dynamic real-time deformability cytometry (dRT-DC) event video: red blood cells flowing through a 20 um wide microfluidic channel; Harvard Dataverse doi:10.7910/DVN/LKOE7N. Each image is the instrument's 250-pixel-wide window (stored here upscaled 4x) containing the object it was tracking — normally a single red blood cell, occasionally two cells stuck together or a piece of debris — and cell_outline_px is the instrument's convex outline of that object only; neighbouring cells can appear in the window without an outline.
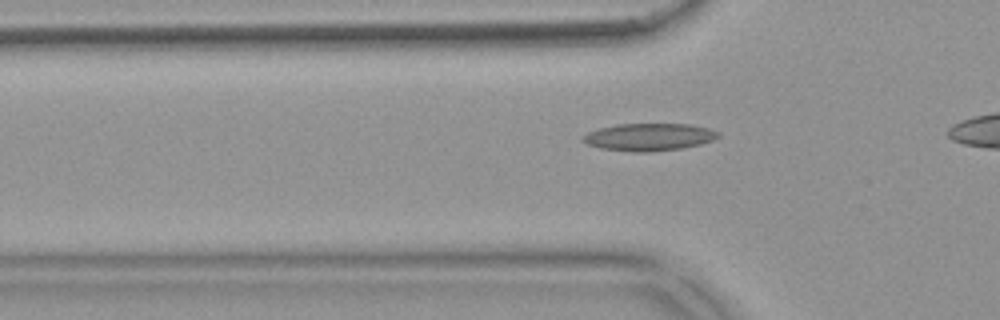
{"species": "common noctule bat (a hibernating species)", "species_latin": "Nyctalus noctula", "temperature_condition": "warm", "stored_images_in_passage": 35, "camera_frame_rate_fps": 3000, "um_per_image_px": 0.085, "animal": {"sex": "female", "body_mass_g": 18.4}, "frame": {"image": 1, "passage_image": 8, "time_ms": 2.333, "image_size_px": [1000, 320], "cell_outline_px": [[720, 136], [712, 140], [700, 144], [680, 148], [652, 152], [632, 152], [600, 148], [588, 144], [580, 140], [580, 136], [588, 132], [600, 128], [616, 124], [692, 124], [708, 128], [720, 132]], "centroid_in_image_um": [55.14, 11.64], "position_along_channel_um": 70.7, "area_um2": 21.73}}
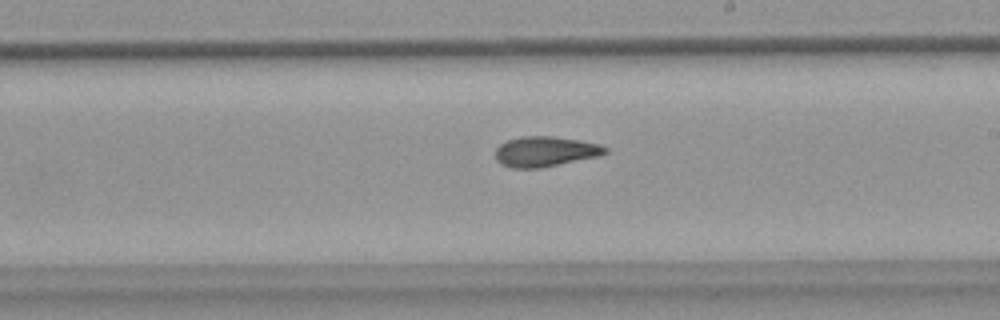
{"frame": {"image": 2, "passage_image": 22, "time_ms": 7.0, "image_size_px": [1000, 320], "cell_outline_px": [[608, 152], [596, 156], [540, 168], [512, 168], [500, 164], [496, 160], [496, 148], [500, 144], [508, 140], [524, 136], [552, 136], [580, 140], [600, 144], [608, 148]], "centroid_in_image_um": [46.32, 12.87], "position_along_channel_um": 242.7, "area_um2": 19.19}}
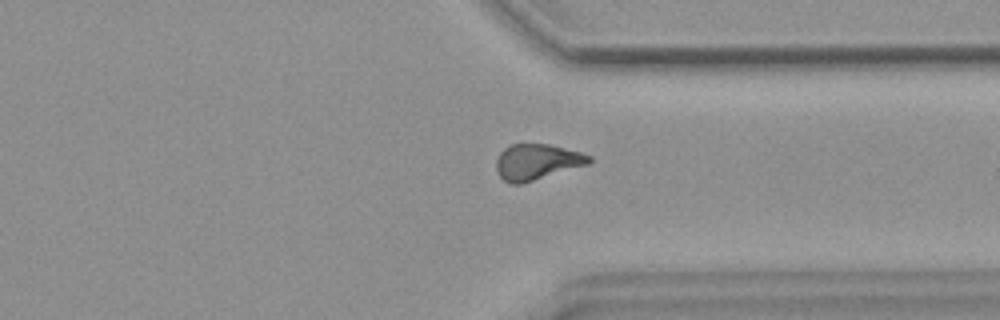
{"frame": {"image": 3, "passage_image": 32, "time_ms": 10.333, "image_size_px": [1000, 320], "cell_outline_px": [[592, 160], [588, 164], [520, 184], [508, 184], [496, 172], [496, 160], [500, 152], [508, 144], [548, 144], [580, 152], [592, 156]], "centroid_in_image_um": [45.6, 13.76], "position_along_channel_um": 365.8, "area_um2": 19.31}}